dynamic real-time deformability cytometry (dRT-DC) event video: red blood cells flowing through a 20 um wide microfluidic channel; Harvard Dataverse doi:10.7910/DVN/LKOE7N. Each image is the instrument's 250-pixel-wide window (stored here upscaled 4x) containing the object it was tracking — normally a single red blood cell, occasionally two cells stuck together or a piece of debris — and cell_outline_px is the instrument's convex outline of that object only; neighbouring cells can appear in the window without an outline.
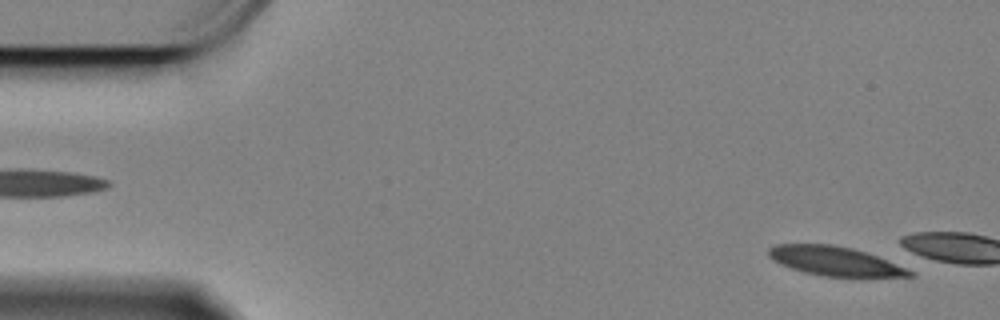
{"species": "Egyptian fruit bat (a non-hibernating species)", "species_latin": "Rousettus aegyptiacus", "temperature_condition": "cold", "stored_images_in_passage": 8, "camera_frame_rate_fps": 3000, "um_per_image_px": 0.085, "animal": {"sex": "female"}, "frame": {"image": 1, "passage_image": 2, "time_ms": 0.333, "image_size_px": [1000, 320], "cell_outline_px": [[916, 276], [824, 276], [804, 272], [780, 264], [772, 260], [768, 256], [768, 248], [776, 244], [828, 244], [852, 248], [876, 256], [916, 272]], "centroid_in_image_um": [70.92, 22.18], "position_along_channel_um": 14.1, "area_um2": 23.58}}